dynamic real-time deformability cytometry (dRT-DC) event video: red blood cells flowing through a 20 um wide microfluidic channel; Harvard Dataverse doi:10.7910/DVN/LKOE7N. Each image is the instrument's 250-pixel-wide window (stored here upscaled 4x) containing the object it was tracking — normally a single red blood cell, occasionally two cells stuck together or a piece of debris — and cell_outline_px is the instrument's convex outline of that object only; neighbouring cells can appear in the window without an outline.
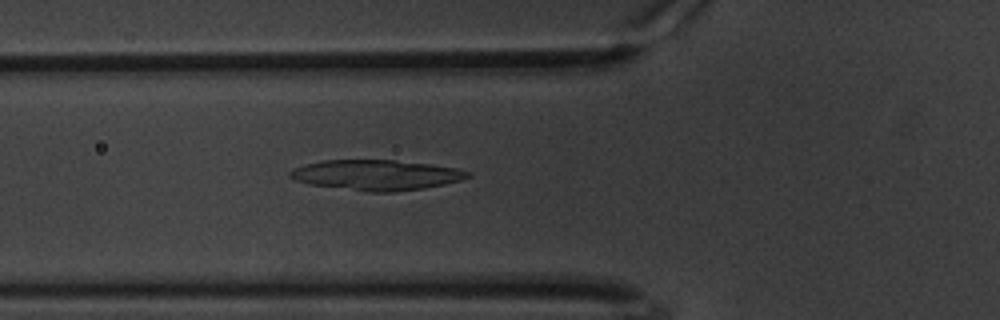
{"species": "common noctule bat (a hibernating species)", "species_latin": "Nyctalus noctula", "temperature_condition": "warm", "stored_images_in_passage": 59, "camera_frame_rate_fps": 3000, "um_per_image_px": 0.085, "animal": {"sex": "male", "body_mass_g": 20.1, "forearm_length_mm": 53.5}, "frame": {"image": 1, "passage_image": 21, "time_ms": 6.667, "image_size_px": [1000, 320], "cell_outline_px": [[472, 176], [460, 180], [444, 184], [424, 188], [392, 192], [368, 192], [308, 184], [292, 180], [288, 176], [288, 172], [292, 168], [304, 164], [324, 160], [396, 160], [428, 164], [456, 168], [472, 172]], "centroid_in_image_um": [31.94, 14.87], "position_along_channel_um": 93.9, "area_um2": 31.62}}
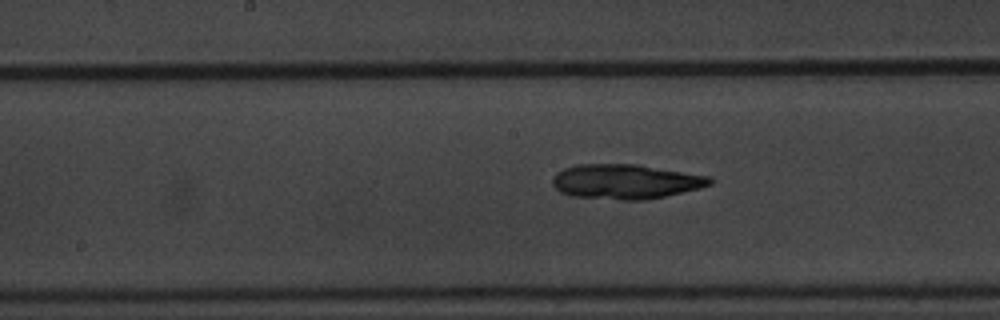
{"frame": {"image": 2, "passage_image": 30, "time_ms": 9.667, "image_size_px": [1000, 320], "cell_outline_px": [[716, 180], [712, 184], [700, 188], [664, 196], [644, 200], [620, 200], [572, 196], [560, 192], [552, 184], [552, 176], [556, 172], [564, 168], [576, 164], [636, 164], [708, 176]], "centroid_in_image_um": [53.15, 15.43], "position_along_channel_um": 195.1, "area_um2": 31.91}}
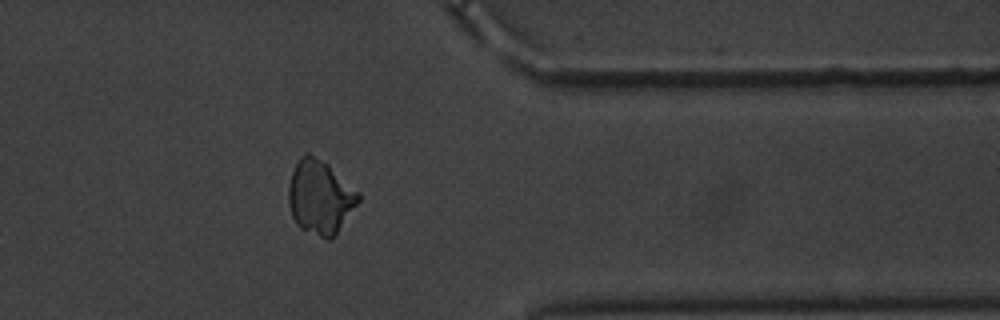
{"frame": {"image": 3, "passage_image": 48, "time_ms": 15.667, "image_size_px": [1000, 320], "cell_outline_px": [[360, 200], [336, 232], [328, 240], [300, 228], [296, 224], [292, 216], [288, 204], [288, 188], [292, 172], [300, 156], [308, 152], [328, 164], [360, 192]], "centroid_in_image_um": [27.19, 16.73], "position_along_channel_um": 384.2, "area_um2": 29.82}, "authors_computed_cell_mechanics": {"area_um2": 29.4202, "velocity_mm_per_s": 3.3429, "shape_relaxation_time_tau1_ms": 9.0662, "shape_relaxation_time_tau2_ms": 6.191, "deformation_change_tau1": 0.19, "deformation_change_tau2": 0.1028}}